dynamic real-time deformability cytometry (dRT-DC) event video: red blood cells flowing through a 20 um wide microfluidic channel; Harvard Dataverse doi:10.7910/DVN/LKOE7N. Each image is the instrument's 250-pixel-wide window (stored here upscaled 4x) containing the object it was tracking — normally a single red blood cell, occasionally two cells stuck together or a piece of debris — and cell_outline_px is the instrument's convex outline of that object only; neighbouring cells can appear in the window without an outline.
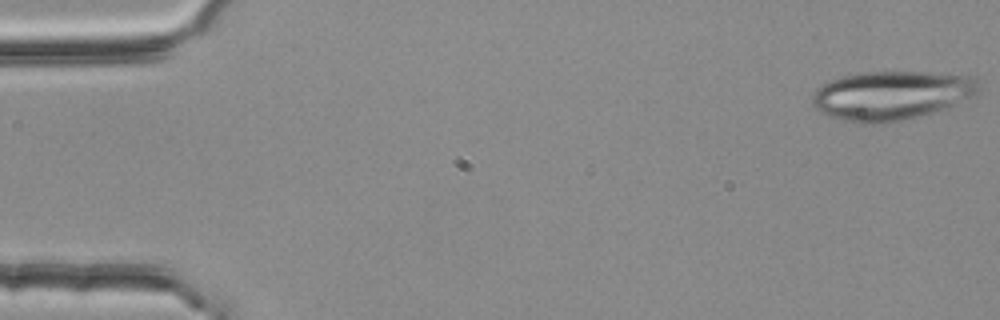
{"species": "common noctule bat (a hibernating species)", "species_latin": "Nyctalus noctula", "temperature_condition": "room temperature", "stored_images_in_passage": 53, "camera_frame_rate_fps": 3000, "um_per_image_px": 0.085, "animal": {"sex": "female", "body_mass_g": 25.1}, "frame": {"image": 1, "passage_image": 1, "time_ms": 0.0, "image_size_px": [1000, 320], "cell_outline_px": [[980, 92], [976, 96], [932, 112], [884, 124], [860, 124], [828, 116], [820, 112], [812, 104], [812, 96], [816, 88], [832, 80], [844, 76], [864, 72], [924, 72], [976, 76], [980, 84]], "centroid_in_image_um": [75.79, 8.11], "position_along_channel_um": 9.2, "area_um2": 47.63}}
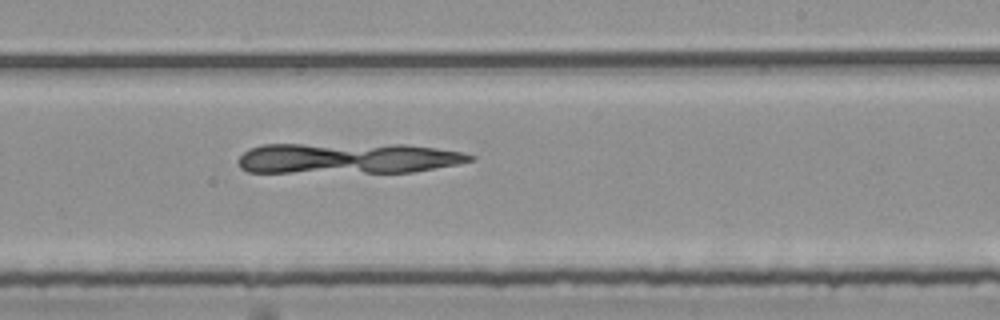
{"frame": {"image": 2, "passage_image": 32, "time_ms": 10.333, "image_size_px": [1000, 320], "cell_outline_px": [[476, 160], [460, 164], [412, 172], [248, 172], [240, 168], [236, 160], [248, 148], [264, 144], [404, 144], [436, 148], [464, 152], [476, 156]], "centroid_in_image_um": [29.58, 13.44], "position_along_channel_um": 259.4, "area_um2": 42.02}}
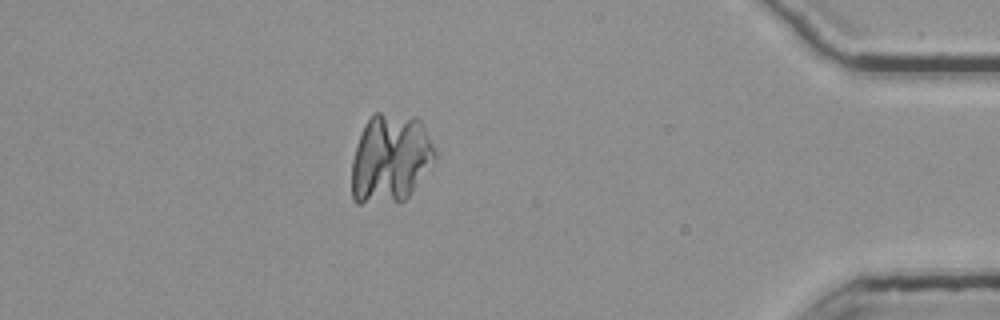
{"frame": {"image": 3, "passage_image": 47, "time_ms": 15.333, "image_size_px": [1000, 320], "cell_outline_px": [[436, 160], [412, 192], [404, 200], [360, 204], [356, 204], [352, 200], [352, 160], [356, 144], [364, 124], [376, 112], [380, 112], [416, 116], [420, 120], [436, 152]], "centroid_in_image_um": [33.17, 13.46], "position_along_channel_um": 402.0, "area_um2": 43.41}}